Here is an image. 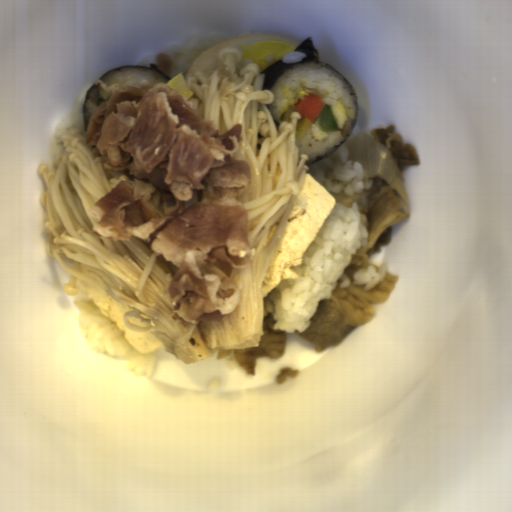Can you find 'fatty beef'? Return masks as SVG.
<instances>
[{"label": "fatty beef", "mask_w": 512, "mask_h": 512, "mask_svg": "<svg viewBox=\"0 0 512 512\" xmlns=\"http://www.w3.org/2000/svg\"><path fill=\"white\" fill-rule=\"evenodd\" d=\"M369 189L348 194L329 191L335 203L347 209L355 202L362 216L368 221L367 242L351 258L344 273L350 280L348 286H335L330 298L320 299L312 323L295 334L322 352L337 346L358 327L367 325L376 314L373 304L385 302L394 290L399 277L386 273L374 288L365 290L355 284L354 275L361 268L370 266V259L390 244L393 227L408 220L409 207L403 197L380 177L371 176Z\"/></svg>", "instance_id": "8fa450e3"}, {"label": "fatty beef", "mask_w": 512, "mask_h": 512, "mask_svg": "<svg viewBox=\"0 0 512 512\" xmlns=\"http://www.w3.org/2000/svg\"><path fill=\"white\" fill-rule=\"evenodd\" d=\"M275 321L272 314L262 317L263 334L258 347L218 351L217 360L233 358L243 372L252 377L255 375L259 357L265 356L276 360L283 357L287 348V334L285 331L274 329Z\"/></svg>", "instance_id": "1bbc456c"}, {"label": "fatty beef", "mask_w": 512, "mask_h": 512, "mask_svg": "<svg viewBox=\"0 0 512 512\" xmlns=\"http://www.w3.org/2000/svg\"><path fill=\"white\" fill-rule=\"evenodd\" d=\"M369 137L388 150L400 172L405 167L420 166L419 155L413 144L404 142L393 124L376 126L370 131Z\"/></svg>", "instance_id": "5ad873be"}, {"label": "fatty beef", "mask_w": 512, "mask_h": 512, "mask_svg": "<svg viewBox=\"0 0 512 512\" xmlns=\"http://www.w3.org/2000/svg\"><path fill=\"white\" fill-rule=\"evenodd\" d=\"M155 65L167 76L173 71L174 63L170 54L166 51L156 54Z\"/></svg>", "instance_id": "51303b74"}, {"label": "fatty beef", "mask_w": 512, "mask_h": 512, "mask_svg": "<svg viewBox=\"0 0 512 512\" xmlns=\"http://www.w3.org/2000/svg\"><path fill=\"white\" fill-rule=\"evenodd\" d=\"M300 372L299 369H292L286 366L280 370L278 376L274 377V381L281 385L286 379H295Z\"/></svg>", "instance_id": "2513f850"}]
</instances>
